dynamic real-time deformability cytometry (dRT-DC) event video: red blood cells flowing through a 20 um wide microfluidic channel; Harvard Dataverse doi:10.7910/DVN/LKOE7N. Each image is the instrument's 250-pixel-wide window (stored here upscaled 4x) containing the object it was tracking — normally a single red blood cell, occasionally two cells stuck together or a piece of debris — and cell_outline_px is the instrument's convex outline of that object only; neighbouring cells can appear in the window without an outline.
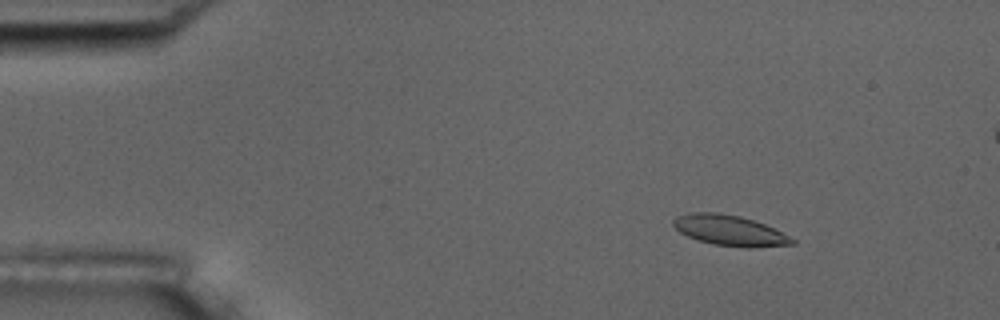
{"species": "common noctule bat (a hibernating species)", "species_latin": "Nyctalus noctula", "temperature_condition": "room temperature", "stored_images_in_passage": 5, "camera_frame_rate_fps": 3000, "um_per_image_px": 0.085, "animal": {"sex": "male", "body_mass_g": 17.5, "forearm_length_mm": 52.3}, "frame": {"image": 1, "passage_image": 2, "time_ms": 1.0, "image_size_px": [1000, 320], "cell_outline_px": [[796, 244], [748, 248], [712, 244], [688, 236], [680, 232], [672, 224], [672, 220], [676, 216], [688, 212], [716, 212], [740, 216], [764, 224], [796, 240]], "centroid_in_image_um": [61.99, 19.58], "position_along_channel_um": 23.0, "area_um2": 20.98}}